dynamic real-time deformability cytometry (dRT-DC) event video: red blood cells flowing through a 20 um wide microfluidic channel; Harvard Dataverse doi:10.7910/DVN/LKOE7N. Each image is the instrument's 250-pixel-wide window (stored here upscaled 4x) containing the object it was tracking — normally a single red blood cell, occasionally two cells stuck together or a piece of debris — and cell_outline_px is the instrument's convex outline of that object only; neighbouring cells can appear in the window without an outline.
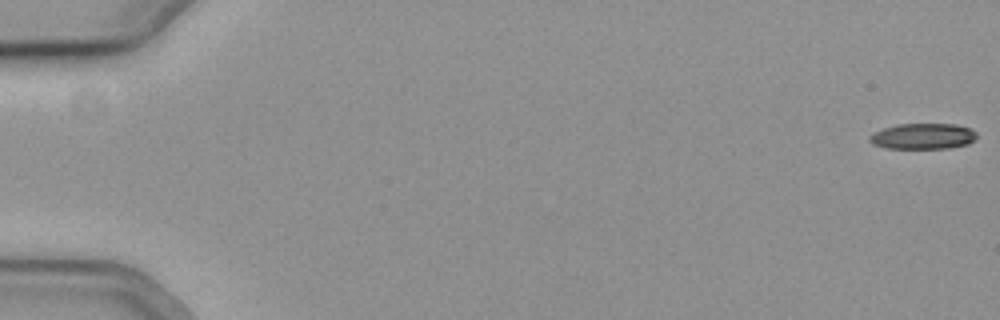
{"species": "common noctule bat (a hibernating species)", "species_latin": "Nyctalus noctula", "temperature_condition": "cold", "stored_images_in_passage": 16, "camera_frame_rate_fps": 3000, "um_per_image_px": 0.085, "animal": {"sex": "female", "body_mass_g": 19.3, "forearm_length_mm": 54.1}, "frame": {"image": 1, "passage_image": 1, "time_ms": 0.0, "image_size_px": [1000, 320], "cell_outline_px": [[976, 140], [968, 144], [948, 148], [888, 148], [872, 144], [868, 140], [868, 136], [884, 128], [900, 124], [956, 124], [972, 128], [976, 132]], "centroid_in_image_um": [78.49, 11.58], "position_along_channel_um": 6.5, "area_um2": 16.13}}
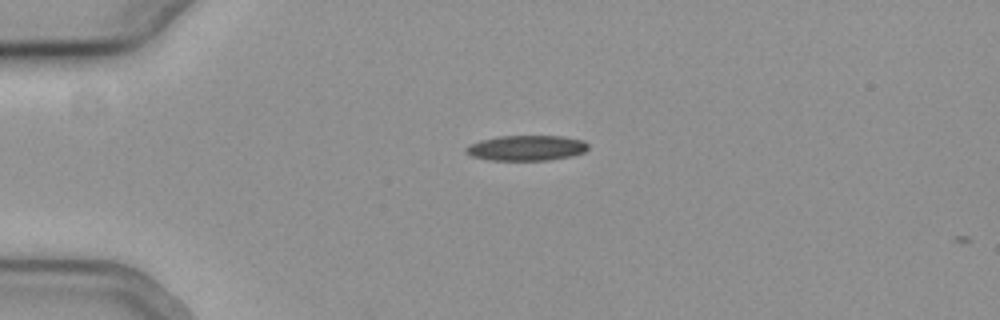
{"frame": {"image": 2, "passage_image": 15, "time_ms": 4.667, "image_size_px": [1000, 320], "cell_outline_px": [[588, 148], [584, 152], [572, 156], [548, 160], [488, 160], [472, 156], [464, 152], [464, 148], [480, 140], [500, 136], [560, 136], [584, 140], [588, 144]], "centroid_in_image_um": [44.75, 12.58], "position_along_channel_um": 40.3, "area_um2": 18.03}}